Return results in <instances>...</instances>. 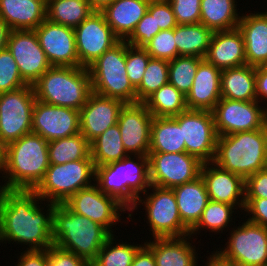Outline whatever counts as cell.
<instances>
[{"instance_id":"c3c4849f","label":"cell","mask_w":267,"mask_h":266,"mask_svg":"<svg viewBox=\"0 0 267 266\" xmlns=\"http://www.w3.org/2000/svg\"><path fill=\"white\" fill-rule=\"evenodd\" d=\"M47 251L49 266H90V263L77 256L71 251L64 250L55 244L50 246Z\"/></svg>"},{"instance_id":"f546056e","label":"cell","mask_w":267,"mask_h":266,"mask_svg":"<svg viewBox=\"0 0 267 266\" xmlns=\"http://www.w3.org/2000/svg\"><path fill=\"white\" fill-rule=\"evenodd\" d=\"M256 67L242 65L221 70V97L252 101L256 98Z\"/></svg>"},{"instance_id":"74e56055","label":"cell","mask_w":267,"mask_h":266,"mask_svg":"<svg viewBox=\"0 0 267 266\" xmlns=\"http://www.w3.org/2000/svg\"><path fill=\"white\" fill-rule=\"evenodd\" d=\"M90 155V143L79 132L75 135L48 142L50 164H65L86 159Z\"/></svg>"},{"instance_id":"8d00e7d4","label":"cell","mask_w":267,"mask_h":266,"mask_svg":"<svg viewBox=\"0 0 267 266\" xmlns=\"http://www.w3.org/2000/svg\"><path fill=\"white\" fill-rule=\"evenodd\" d=\"M93 12L86 0H51L47 2L46 19L76 28Z\"/></svg>"},{"instance_id":"4316f807","label":"cell","mask_w":267,"mask_h":266,"mask_svg":"<svg viewBox=\"0 0 267 266\" xmlns=\"http://www.w3.org/2000/svg\"><path fill=\"white\" fill-rule=\"evenodd\" d=\"M150 0H114L100 11L113 33L126 40L147 12Z\"/></svg>"},{"instance_id":"f907efd6","label":"cell","mask_w":267,"mask_h":266,"mask_svg":"<svg viewBox=\"0 0 267 266\" xmlns=\"http://www.w3.org/2000/svg\"><path fill=\"white\" fill-rule=\"evenodd\" d=\"M245 198L267 199V168L259 170L245 180Z\"/></svg>"},{"instance_id":"7a4b0ae2","label":"cell","mask_w":267,"mask_h":266,"mask_svg":"<svg viewBox=\"0 0 267 266\" xmlns=\"http://www.w3.org/2000/svg\"><path fill=\"white\" fill-rule=\"evenodd\" d=\"M49 166L48 141L32 132L23 135L6 145V168L0 176V188L33 190Z\"/></svg>"},{"instance_id":"ac0fdd59","label":"cell","mask_w":267,"mask_h":266,"mask_svg":"<svg viewBox=\"0 0 267 266\" xmlns=\"http://www.w3.org/2000/svg\"><path fill=\"white\" fill-rule=\"evenodd\" d=\"M153 116L142 102L125 103L117 124L128 155H149Z\"/></svg>"},{"instance_id":"d6a6232c","label":"cell","mask_w":267,"mask_h":266,"mask_svg":"<svg viewBox=\"0 0 267 266\" xmlns=\"http://www.w3.org/2000/svg\"><path fill=\"white\" fill-rule=\"evenodd\" d=\"M213 31L204 24H178L174 28L177 56L205 58Z\"/></svg>"},{"instance_id":"d4e9b609","label":"cell","mask_w":267,"mask_h":266,"mask_svg":"<svg viewBox=\"0 0 267 266\" xmlns=\"http://www.w3.org/2000/svg\"><path fill=\"white\" fill-rule=\"evenodd\" d=\"M190 235L183 237L152 238L145 245L152 251L156 266H198V250ZM193 241V242H192ZM200 266V265H199Z\"/></svg>"},{"instance_id":"5b68a950","label":"cell","mask_w":267,"mask_h":266,"mask_svg":"<svg viewBox=\"0 0 267 266\" xmlns=\"http://www.w3.org/2000/svg\"><path fill=\"white\" fill-rule=\"evenodd\" d=\"M111 234L100 224L56 204L53 212V243L91 263Z\"/></svg>"},{"instance_id":"91938a15","label":"cell","mask_w":267,"mask_h":266,"mask_svg":"<svg viewBox=\"0 0 267 266\" xmlns=\"http://www.w3.org/2000/svg\"><path fill=\"white\" fill-rule=\"evenodd\" d=\"M263 128H264V131H265V134H266V137H267V116H266Z\"/></svg>"},{"instance_id":"ee69618b","label":"cell","mask_w":267,"mask_h":266,"mask_svg":"<svg viewBox=\"0 0 267 266\" xmlns=\"http://www.w3.org/2000/svg\"><path fill=\"white\" fill-rule=\"evenodd\" d=\"M174 40V29L161 30L144 47L151 58L167 61L177 57V46Z\"/></svg>"},{"instance_id":"836d02e7","label":"cell","mask_w":267,"mask_h":266,"mask_svg":"<svg viewBox=\"0 0 267 266\" xmlns=\"http://www.w3.org/2000/svg\"><path fill=\"white\" fill-rule=\"evenodd\" d=\"M237 211H236V210ZM236 212H240L237 207L223 203L209 200L206 208L204 209L202 216L198 223L190 230V236H197V234H201L202 231L206 232H214V235H218V233H223V230L226 232L229 230L228 228L235 224V221H232L234 218V214ZM233 216V217H232ZM233 222V223H231ZM230 224V225H229ZM232 224V225H231ZM229 226V227H228ZM226 228V229H225ZM205 229V230H204ZM208 229V231H207ZM202 230V231H201ZM221 231V232H220Z\"/></svg>"},{"instance_id":"ffe728a7","label":"cell","mask_w":267,"mask_h":266,"mask_svg":"<svg viewBox=\"0 0 267 266\" xmlns=\"http://www.w3.org/2000/svg\"><path fill=\"white\" fill-rule=\"evenodd\" d=\"M35 32L52 66H79L74 28L45 19L35 29Z\"/></svg>"},{"instance_id":"83f0119b","label":"cell","mask_w":267,"mask_h":266,"mask_svg":"<svg viewBox=\"0 0 267 266\" xmlns=\"http://www.w3.org/2000/svg\"><path fill=\"white\" fill-rule=\"evenodd\" d=\"M45 0H0V17L10 30H35L46 19Z\"/></svg>"},{"instance_id":"1f68e13d","label":"cell","mask_w":267,"mask_h":266,"mask_svg":"<svg viewBox=\"0 0 267 266\" xmlns=\"http://www.w3.org/2000/svg\"><path fill=\"white\" fill-rule=\"evenodd\" d=\"M237 3V0H201L200 23L213 32L237 28L241 19Z\"/></svg>"},{"instance_id":"3957f363","label":"cell","mask_w":267,"mask_h":266,"mask_svg":"<svg viewBox=\"0 0 267 266\" xmlns=\"http://www.w3.org/2000/svg\"><path fill=\"white\" fill-rule=\"evenodd\" d=\"M95 184L103 193L116 198L130 211L138 197L151 185L149 157L128 155L122 160L97 166Z\"/></svg>"},{"instance_id":"7bdbcfd3","label":"cell","mask_w":267,"mask_h":266,"mask_svg":"<svg viewBox=\"0 0 267 266\" xmlns=\"http://www.w3.org/2000/svg\"><path fill=\"white\" fill-rule=\"evenodd\" d=\"M151 56L144 48L131 46L126 42V71L132 86L137 89L144 76Z\"/></svg>"},{"instance_id":"6f0895ef","label":"cell","mask_w":267,"mask_h":266,"mask_svg":"<svg viewBox=\"0 0 267 266\" xmlns=\"http://www.w3.org/2000/svg\"><path fill=\"white\" fill-rule=\"evenodd\" d=\"M93 11H102L106 6L110 5L114 0H86Z\"/></svg>"},{"instance_id":"5bb4252c","label":"cell","mask_w":267,"mask_h":266,"mask_svg":"<svg viewBox=\"0 0 267 266\" xmlns=\"http://www.w3.org/2000/svg\"><path fill=\"white\" fill-rule=\"evenodd\" d=\"M262 105L264 104L257 100L238 101L221 98L212 110L217 135L263 128L267 106Z\"/></svg>"},{"instance_id":"7402d4cb","label":"cell","mask_w":267,"mask_h":266,"mask_svg":"<svg viewBox=\"0 0 267 266\" xmlns=\"http://www.w3.org/2000/svg\"><path fill=\"white\" fill-rule=\"evenodd\" d=\"M200 176L204 180L209 200L223 202L244 210L245 180L222 169L213 162L202 164Z\"/></svg>"},{"instance_id":"f5cc1de1","label":"cell","mask_w":267,"mask_h":266,"mask_svg":"<svg viewBox=\"0 0 267 266\" xmlns=\"http://www.w3.org/2000/svg\"><path fill=\"white\" fill-rule=\"evenodd\" d=\"M256 98L267 106V65L256 67ZM265 102V103H264Z\"/></svg>"},{"instance_id":"9a60e30c","label":"cell","mask_w":267,"mask_h":266,"mask_svg":"<svg viewBox=\"0 0 267 266\" xmlns=\"http://www.w3.org/2000/svg\"><path fill=\"white\" fill-rule=\"evenodd\" d=\"M150 184L172 189L200 176L203 162L186 152L149 153Z\"/></svg>"},{"instance_id":"cb8c5ba5","label":"cell","mask_w":267,"mask_h":266,"mask_svg":"<svg viewBox=\"0 0 267 266\" xmlns=\"http://www.w3.org/2000/svg\"><path fill=\"white\" fill-rule=\"evenodd\" d=\"M221 98V70L204 59L186 95L187 108L212 111Z\"/></svg>"},{"instance_id":"4fadbf2b","label":"cell","mask_w":267,"mask_h":266,"mask_svg":"<svg viewBox=\"0 0 267 266\" xmlns=\"http://www.w3.org/2000/svg\"><path fill=\"white\" fill-rule=\"evenodd\" d=\"M63 204L70 211L100 224L111 235L114 233L112 227L121 223L122 217L126 219L122 214L129 213L124 205L103 193L96 184L79 190Z\"/></svg>"},{"instance_id":"681fc988","label":"cell","mask_w":267,"mask_h":266,"mask_svg":"<svg viewBox=\"0 0 267 266\" xmlns=\"http://www.w3.org/2000/svg\"><path fill=\"white\" fill-rule=\"evenodd\" d=\"M244 211L248 221L267 228V199L245 198Z\"/></svg>"},{"instance_id":"6da1fadb","label":"cell","mask_w":267,"mask_h":266,"mask_svg":"<svg viewBox=\"0 0 267 266\" xmlns=\"http://www.w3.org/2000/svg\"><path fill=\"white\" fill-rule=\"evenodd\" d=\"M55 206L43 202L34 190L0 188V245L16 242L27 251L48 249L54 244Z\"/></svg>"},{"instance_id":"277c9868","label":"cell","mask_w":267,"mask_h":266,"mask_svg":"<svg viewBox=\"0 0 267 266\" xmlns=\"http://www.w3.org/2000/svg\"><path fill=\"white\" fill-rule=\"evenodd\" d=\"M212 162L244 180L267 168V137L264 128L218 136Z\"/></svg>"},{"instance_id":"8fae6325","label":"cell","mask_w":267,"mask_h":266,"mask_svg":"<svg viewBox=\"0 0 267 266\" xmlns=\"http://www.w3.org/2000/svg\"><path fill=\"white\" fill-rule=\"evenodd\" d=\"M35 101L32 85L0 93V140L5 145L32 132Z\"/></svg>"},{"instance_id":"d6986e66","label":"cell","mask_w":267,"mask_h":266,"mask_svg":"<svg viewBox=\"0 0 267 266\" xmlns=\"http://www.w3.org/2000/svg\"><path fill=\"white\" fill-rule=\"evenodd\" d=\"M80 132L79 110L36 100L33 106L32 133L46 141L69 137Z\"/></svg>"},{"instance_id":"f35d334b","label":"cell","mask_w":267,"mask_h":266,"mask_svg":"<svg viewBox=\"0 0 267 266\" xmlns=\"http://www.w3.org/2000/svg\"><path fill=\"white\" fill-rule=\"evenodd\" d=\"M136 243L123 242V239L122 242H116L113 234L106 240L90 266H131L137 251L145 244Z\"/></svg>"},{"instance_id":"680465c9","label":"cell","mask_w":267,"mask_h":266,"mask_svg":"<svg viewBox=\"0 0 267 266\" xmlns=\"http://www.w3.org/2000/svg\"><path fill=\"white\" fill-rule=\"evenodd\" d=\"M6 168V145L0 140V173L3 176Z\"/></svg>"},{"instance_id":"4dcf8cb0","label":"cell","mask_w":267,"mask_h":266,"mask_svg":"<svg viewBox=\"0 0 267 266\" xmlns=\"http://www.w3.org/2000/svg\"><path fill=\"white\" fill-rule=\"evenodd\" d=\"M186 152L182 128L173 117H153L149 153Z\"/></svg>"},{"instance_id":"db71d44e","label":"cell","mask_w":267,"mask_h":266,"mask_svg":"<svg viewBox=\"0 0 267 266\" xmlns=\"http://www.w3.org/2000/svg\"><path fill=\"white\" fill-rule=\"evenodd\" d=\"M131 266H156L153 253L145 244L137 251Z\"/></svg>"},{"instance_id":"ba28073f","label":"cell","mask_w":267,"mask_h":266,"mask_svg":"<svg viewBox=\"0 0 267 266\" xmlns=\"http://www.w3.org/2000/svg\"><path fill=\"white\" fill-rule=\"evenodd\" d=\"M95 175L91 155L65 164H50L33 190L45 202L63 204L79 190L95 184Z\"/></svg>"},{"instance_id":"8992f818","label":"cell","mask_w":267,"mask_h":266,"mask_svg":"<svg viewBox=\"0 0 267 266\" xmlns=\"http://www.w3.org/2000/svg\"><path fill=\"white\" fill-rule=\"evenodd\" d=\"M36 100L80 110L92 91L88 68L52 66L32 85Z\"/></svg>"},{"instance_id":"44dd1931","label":"cell","mask_w":267,"mask_h":266,"mask_svg":"<svg viewBox=\"0 0 267 266\" xmlns=\"http://www.w3.org/2000/svg\"><path fill=\"white\" fill-rule=\"evenodd\" d=\"M124 102L92 92L79 110L80 133L91 143L111 126L117 124Z\"/></svg>"},{"instance_id":"e575fe53","label":"cell","mask_w":267,"mask_h":266,"mask_svg":"<svg viewBox=\"0 0 267 266\" xmlns=\"http://www.w3.org/2000/svg\"><path fill=\"white\" fill-rule=\"evenodd\" d=\"M90 155L95 167L119 161L128 156L118 124L108 128L90 143Z\"/></svg>"},{"instance_id":"11a10c76","label":"cell","mask_w":267,"mask_h":266,"mask_svg":"<svg viewBox=\"0 0 267 266\" xmlns=\"http://www.w3.org/2000/svg\"><path fill=\"white\" fill-rule=\"evenodd\" d=\"M208 254H210V256H206L207 260L204 263V266H239L235 262L223 258L215 250Z\"/></svg>"},{"instance_id":"d590c367","label":"cell","mask_w":267,"mask_h":266,"mask_svg":"<svg viewBox=\"0 0 267 266\" xmlns=\"http://www.w3.org/2000/svg\"><path fill=\"white\" fill-rule=\"evenodd\" d=\"M143 103L153 117H173L188 109L186 96L169 82Z\"/></svg>"},{"instance_id":"9c48e42d","label":"cell","mask_w":267,"mask_h":266,"mask_svg":"<svg viewBox=\"0 0 267 266\" xmlns=\"http://www.w3.org/2000/svg\"><path fill=\"white\" fill-rule=\"evenodd\" d=\"M152 189V190H151ZM151 190L149 193L148 191ZM144 196V197H143ZM143 196H139L135 206L129 211L127 219L132 221L133 213L142 206L145 210L146 224L152 238L183 237L189 235L190 229L182 222L174 191L150 185ZM140 205V206H139ZM131 219V220H130ZM152 231V232H151Z\"/></svg>"},{"instance_id":"7c38bea8","label":"cell","mask_w":267,"mask_h":266,"mask_svg":"<svg viewBox=\"0 0 267 266\" xmlns=\"http://www.w3.org/2000/svg\"><path fill=\"white\" fill-rule=\"evenodd\" d=\"M173 118L182 128L186 153L203 163L212 162L218 137L212 111L187 109Z\"/></svg>"},{"instance_id":"2e32d148","label":"cell","mask_w":267,"mask_h":266,"mask_svg":"<svg viewBox=\"0 0 267 266\" xmlns=\"http://www.w3.org/2000/svg\"><path fill=\"white\" fill-rule=\"evenodd\" d=\"M75 42L79 66L88 68L120 39L113 33L101 12L93 11L76 28Z\"/></svg>"},{"instance_id":"bcb514c9","label":"cell","mask_w":267,"mask_h":266,"mask_svg":"<svg viewBox=\"0 0 267 266\" xmlns=\"http://www.w3.org/2000/svg\"><path fill=\"white\" fill-rule=\"evenodd\" d=\"M177 24L200 23L201 0H168Z\"/></svg>"},{"instance_id":"30bf717a","label":"cell","mask_w":267,"mask_h":266,"mask_svg":"<svg viewBox=\"0 0 267 266\" xmlns=\"http://www.w3.org/2000/svg\"><path fill=\"white\" fill-rule=\"evenodd\" d=\"M238 225L229 228L226 247L216 251L239 266H267V228L247 219Z\"/></svg>"},{"instance_id":"603a6c76","label":"cell","mask_w":267,"mask_h":266,"mask_svg":"<svg viewBox=\"0 0 267 266\" xmlns=\"http://www.w3.org/2000/svg\"><path fill=\"white\" fill-rule=\"evenodd\" d=\"M204 59L220 70L247 64L244 39L238 27L213 32Z\"/></svg>"},{"instance_id":"f1b7e54d","label":"cell","mask_w":267,"mask_h":266,"mask_svg":"<svg viewBox=\"0 0 267 266\" xmlns=\"http://www.w3.org/2000/svg\"><path fill=\"white\" fill-rule=\"evenodd\" d=\"M182 222L191 230L200 220L209 201L201 176L172 188Z\"/></svg>"},{"instance_id":"60d3db41","label":"cell","mask_w":267,"mask_h":266,"mask_svg":"<svg viewBox=\"0 0 267 266\" xmlns=\"http://www.w3.org/2000/svg\"><path fill=\"white\" fill-rule=\"evenodd\" d=\"M169 61L151 58L140 86L136 89L137 102H144L161 86L168 83Z\"/></svg>"},{"instance_id":"52a82bcc","label":"cell","mask_w":267,"mask_h":266,"mask_svg":"<svg viewBox=\"0 0 267 266\" xmlns=\"http://www.w3.org/2000/svg\"><path fill=\"white\" fill-rule=\"evenodd\" d=\"M92 91L99 95L136 103V89L126 71V41L120 40L88 67Z\"/></svg>"},{"instance_id":"f6af8a7d","label":"cell","mask_w":267,"mask_h":266,"mask_svg":"<svg viewBox=\"0 0 267 266\" xmlns=\"http://www.w3.org/2000/svg\"><path fill=\"white\" fill-rule=\"evenodd\" d=\"M160 31V28L156 26L155 14H150L147 11L125 41L131 46L144 48Z\"/></svg>"},{"instance_id":"b9f144b4","label":"cell","mask_w":267,"mask_h":266,"mask_svg":"<svg viewBox=\"0 0 267 266\" xmlns=\"http://www.w3.org/2000/svg\"><path fill=\"white\" fill-rule=\"evenodd\" d=\"M28 85L21 77L17 63L8 49L0 51V93Z\"/></svg>"},{"instance_id":"7dc6e473","label":"cell","mask_w":267,"mask_h":266,"mask_svg":"<svg viewBox=\"0 0 267 266\" xmlns=\"http://www.w3.org/2000/svg\"><path fill=\"white\" fill-rule=\"evenodd\" d=\"M147 11L155 14L156 26L160 30L174 29L178 25L168 0H150Z\"/></svg>"},{"instance_id":"ab89813d","label":"cell","mask_w":267,"mask_h":266,"mask_svg":"<svg viewBox=\"0 0 267 266\" xmlns=\"http://www.w3.org/2000/svg\"><path fill=\"white\" fill-rule=\"evenodd\" d=\"M203 60L195 56H177L170 60L168 82L186 96L193 85L198 66Z\"/></svg>"},{"instance_id":"e0dca14e","label":"cell","mask_w":267,"mask_h":266,"mask_svg":"<svg viewBox=\"0 0 267 266\" xmlns=\"http://www.w3.org/2000/svg\"><path fill=\"white\" fill-rule=\"evenodd\" d=\"M7 49L13 55L19 73L28 85H33L52 67L40 46L35 30L10 31Z\"/></svg>"},{"instance_id":"816d5d0a","label":"cell","mask_w":267,"mask_h":266,"mask_svg":"<svg viewBox=\"0 0 267 266\" xmlns=\"http://www.w3.org/2000/svg\"><path fill=\"white\" fill-rule=\"evenodd\" d=\"M19 254L15 266H49L46 250H24Z\"/></svg>"},{"instance_id":"484cf974","label":"cell","mask_w":267,"mask_h":266,"mask_svg":"<svg viewBox=\"0 0 267 266\" xmlns=\"http://www.w3.org/2000/svg\"><path fill=\"white\" fill-rule=\"evenodd\" d=\"M267 9L265 12L250 11L241 14L238 24L245 44L247 65H267Z\"/></svg>"},{"instance_id":"9f6ffc18","label":"cell","mask_w":267,"mask_h":266,"mask_svg":"<svg viewBox=\"0 0 267 266\" xmlns=\"http://www.w3.org/2000/svg\"><path fill=\"white\" fill-rule=\"evenodd\" d=\"M10 31L7 23L0 17V51L7 49V41Z\"/></svg>"}]
</instances>
